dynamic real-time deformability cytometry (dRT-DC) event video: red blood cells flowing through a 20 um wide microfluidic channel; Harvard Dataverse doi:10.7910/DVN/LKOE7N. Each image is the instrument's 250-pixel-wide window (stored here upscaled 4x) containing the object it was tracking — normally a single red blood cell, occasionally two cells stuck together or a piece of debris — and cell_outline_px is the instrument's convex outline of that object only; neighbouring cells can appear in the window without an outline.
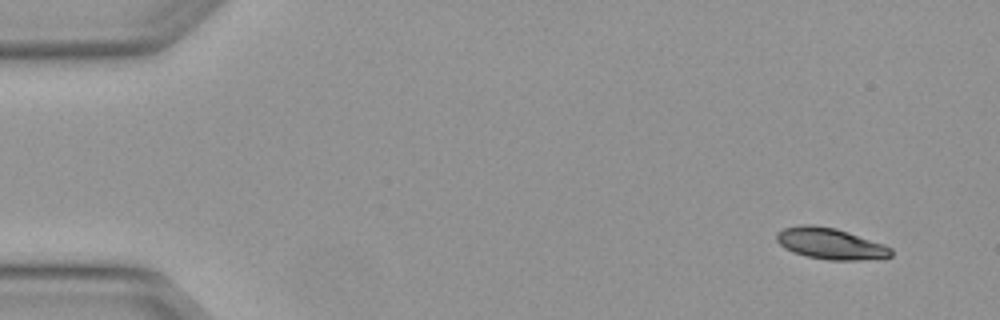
{"species": "Egyptian fruit bat (a non-hibernating species)", "species_latin": "Rousettus aegyptiacus", "temperature_condition": "warm", "stored_images_in_passage": 4, "camera_frame_rate_fps": 3000, "um_per_image_px": 0.085, "animal": {"sex": "female"}, "frame": {"image": 1, "passage_image": 1, "time_ms": 0.0, "image_size_px": [1000, 320], "cell_outline_px": [[892, 256], [884, 260], [828, 260], [808, 256], [792, 252], [784, 248], [776, 240], [776, 232], [784, 228], [800, 224], [812, 224], [836, 228], [884, 244], [892, 248]], "centroid_in_image_um": [70.62, 20.72], "position_along_channel_um": 14.4, "area_um2": 21.21}}
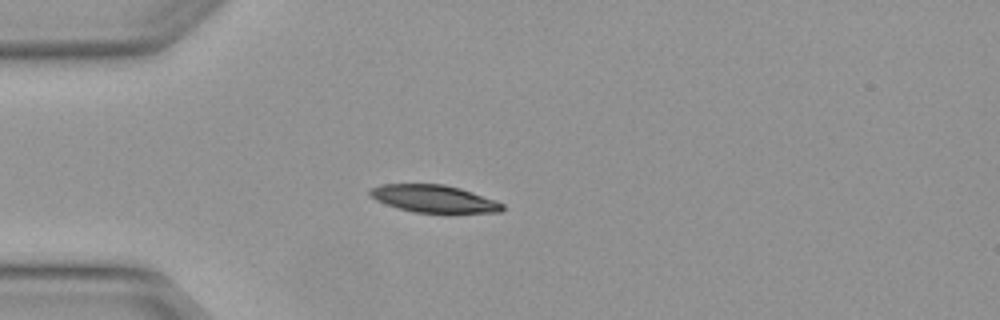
{"frame": {"image": 2, "passage_image": 3, "time_ms": 0.667, "image_size_px": [1000, 320], "cell_outline_px": [[504, 208], [500, 212], [416, 212], [400, 208], [376, 200], [368, 192], [372, 188], [380, 184], [444, 184], [460, 188], [496, 200], [504, 204]], "centroid_in_image_um": [36.9, 16.87], "position_along_channel_um": 48.1, "area_um2": 20.75}}